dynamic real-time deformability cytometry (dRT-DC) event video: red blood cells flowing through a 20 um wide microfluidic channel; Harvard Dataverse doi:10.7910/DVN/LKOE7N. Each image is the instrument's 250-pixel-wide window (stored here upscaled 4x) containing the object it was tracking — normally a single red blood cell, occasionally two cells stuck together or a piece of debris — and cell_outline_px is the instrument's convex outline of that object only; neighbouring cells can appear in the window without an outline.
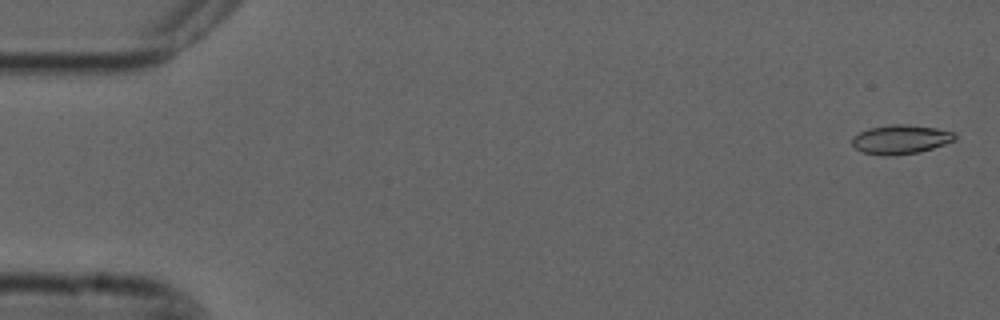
{"species": "common noctule bat (a hibernating species)", "species_latin": "Nyctalus noctula", "temperature_condition": "cold", "stored_images_in_passage": 5, "camera_frame_rate_fps": 3000, "um_per_image_px": 0.085, "animal": {"sex": "male", "forearm_length_mm": 52.5}, "frame": {"image": 1, "passage_image": 1, "time_ms": 0.0, "image_size_px": [1000, 320], "cell_outline_px": [[956, 140], [920, 152], [896, 156], [884, 156], [864, 152], [856, 148], [852, 144], [852, 136], [868, 128], [892, 124], [908, 124], [936, 128], [956, 132]], "centroid_in_image_um": [76.57, 11.85], "position_along_channel_um": 8.4, "area_um2": 17.63}}
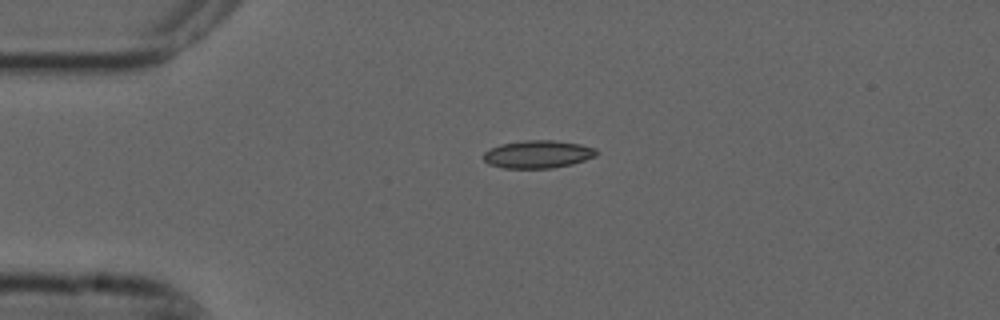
{"frame": {"image": 2, "passage_image": 4, "time_ms": 1.0, "image_size_px": [1000, 320], "cell_outline_px": [[596, 156], [572, 164], [552, 168], [504, 168], [488, 164], [484, 160], [484, 152], [500, 144], [524, 140], [552, 140], [580, 144], [596, 148]], "centroid_in_image_um": [45.71, 13.11], "position_along_channel_um": 39.3, "area_um2": 18.21}}